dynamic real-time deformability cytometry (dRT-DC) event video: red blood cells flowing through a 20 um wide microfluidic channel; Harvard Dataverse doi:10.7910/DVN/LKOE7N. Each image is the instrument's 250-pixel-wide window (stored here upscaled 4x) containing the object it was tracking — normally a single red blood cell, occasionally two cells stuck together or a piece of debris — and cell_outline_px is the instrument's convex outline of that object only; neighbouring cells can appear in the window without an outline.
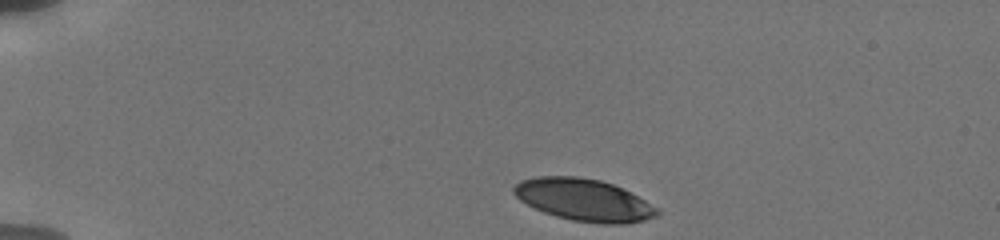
{"species": "human", "species_latin": "Homo sapiens", "temperature_condition": "cold", "stored_images_in_passage": 22, "camera_frame_rate_fps": 3000, "um_per_image_px": 0.085, "donor": {"sex": "male"}, "frame": {"image": 1, "passage_image": 1, "time_ms": 0.0, "image_size_px": [1000, 240], "cell_outline_px": [[660, 212], [656, 216], [644, 220], [624, 224], [604, 224], [572, 220], [556, 216], [544, 212], [520, 200], [512, 192], [512, 188], [520, 180], [536, 176], [576, 176], [600, 180], [612, 184], [660, 208]], "centroid_in_image_um": [49.61, 16.99], "position_along_channel_um": 35.4, "area_um2": 34.97}}
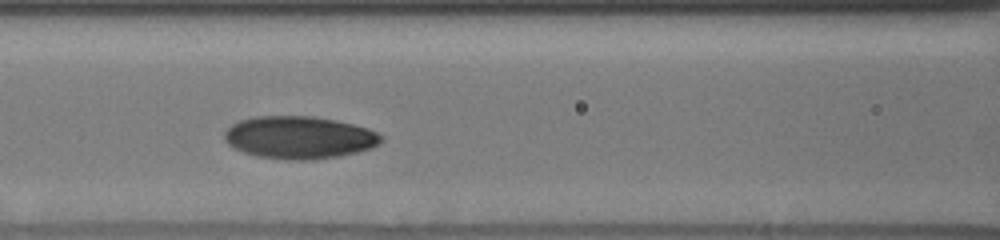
{"frame": {"image": 2, "passage_image": 17, "time_ms": 4.667, "image_size_px": [1000, 240], "cell_outline_px": [[384, 140], [380, 144], [372, 148], [356, 152], [336, 156], [312, 160], [288, 160], [256, 156], [244, 152], [228, 144], [224, 140], [224, 132], [232, 124], [240, 120], [256, 116], [312, 116], [336, 120], [368, 128], [384, 136]], "centroid_in_image_um": [25.45, 11.68], "position_along_channel_um": 141.2, "area_um2": 38.96}}
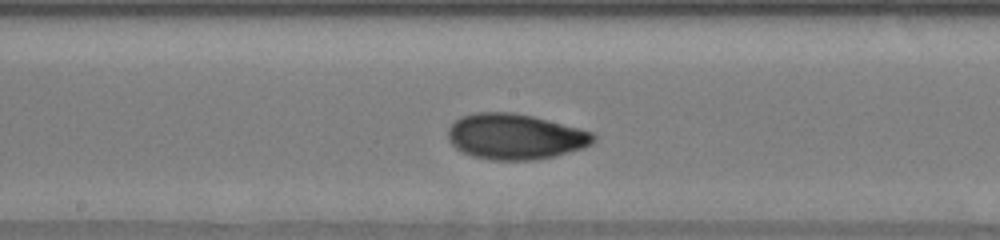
{"frame": {"image": 3, "passage_image": 22, "time_ms": 6.333, "image_size_px": [1000, 240], "cell_outline_px": [[596, 140], [592, 144], [584, 148], [556, 156], [532, 160], [492, 160], [472, 156], [456, 148], [448, 140], [448, 128], [460, 116], [472, 112], [512, 112], [532, 116], [596, 132]], "centroid_in_image_um": [43.82, 11.61], "position_along_channel_um": 204.4, "area_um2": 39.02}}